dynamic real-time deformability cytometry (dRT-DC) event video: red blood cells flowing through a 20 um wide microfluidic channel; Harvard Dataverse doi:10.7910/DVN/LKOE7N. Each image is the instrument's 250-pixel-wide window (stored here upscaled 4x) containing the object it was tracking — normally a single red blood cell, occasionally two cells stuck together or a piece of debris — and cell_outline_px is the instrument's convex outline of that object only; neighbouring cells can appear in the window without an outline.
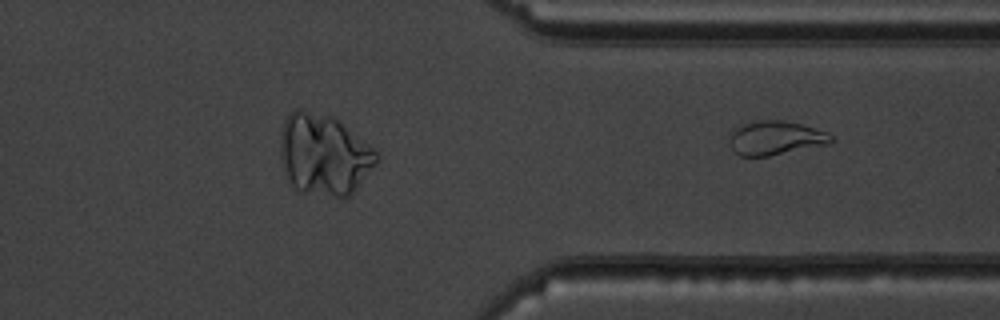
{"species": "common noctule bat (a hibernating species)", "species_latin": "Nyctalus noctula", "temperature_condition": "warm", "stored_images_in_passage": 32, "camera_frame_rate_fps": 3000, "um_per_image_px": 0.085, "animal": {"sex": "male", "body_mass_g": 19.5, "forearm_length_mm": 54.6}, "frame": {"image": 1, "passage_image": 32, "time_ms": 10.333, "image_size_px": [1000, 320], "cell_outline_px": [[836, 140], [832, 144], [768, 156], [740, 156], [732, 148], [728, 140], [732, 132], [740, 124], [756, 120], [784, 120], [800, 124], [828, 132]], "centroid_in_image_um": [65.96, 11.73], "position_along_channel_um": 345.4, "area_um2": 20.4}}